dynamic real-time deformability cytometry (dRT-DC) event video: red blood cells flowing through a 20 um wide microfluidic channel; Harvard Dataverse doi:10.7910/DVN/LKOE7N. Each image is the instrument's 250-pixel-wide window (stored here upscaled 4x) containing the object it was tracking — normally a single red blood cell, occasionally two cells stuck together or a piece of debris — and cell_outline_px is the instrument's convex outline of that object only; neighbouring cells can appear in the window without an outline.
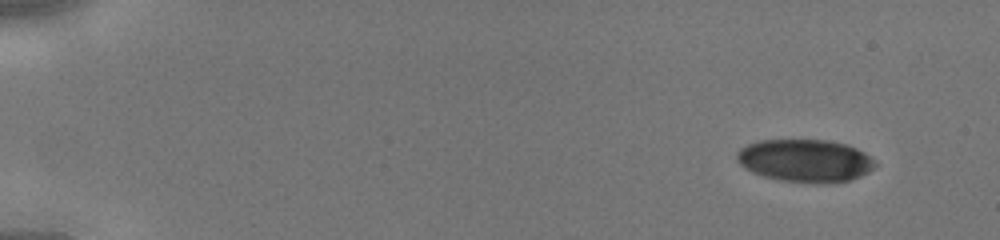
{"species": "human", "species_latin": "Homo sapiens", "temperature_condition": "cold", "stored_images_in_passage": 42, "camera_frame_rate_fps": 3000, "um_per_image_px": 0.085, "donor": {"sex": "male"}, "frame": {"image": 1, "passage_image": 1, "time_ms": 0.0, "image_size_px": [1000, 240], "cell_outline_px": [[880, 164], [868, 172], [860, 176], [836, 184], [816, 184], [780, 180], [764, 176], [752, 172], [744, 168], [736, 160], [736, 152], [740, 148], [756, 140], [828, 140], [848, 144], [864, 152], [876, 160]], "centroid_in_image_um": [68.47, 13.66], "position_along_channel_um": 16.5, "area_um2": 35.08}}
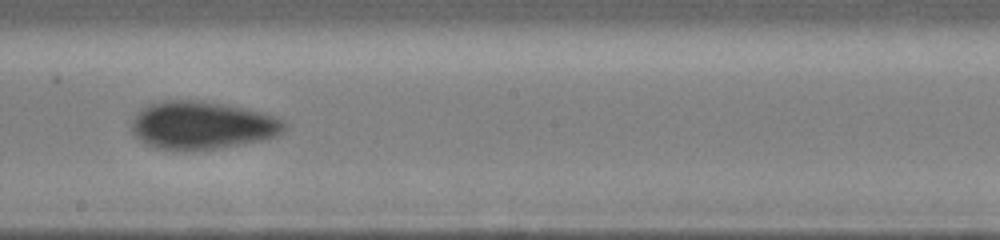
{"frame": {"image": 2, "passage_image": 24, "time_ms": 7.667, "image_size_px": [1000, 240], "cell_outline_px": [[288, 128], [280, 136], [240, 144], [216, 148], [184, 152], [156, 148], [140, 140], [132, 132], [132, 120], [140, 108], [148, 104], [160, 100], [200, 100], [224, 104], [264, 112], [276, 116], [284, 120], [288, 124]], "centroid_in_image_um": [17.2, 10.65], "position_along_channel_um": 231.0, "area_um2": 43.35}}
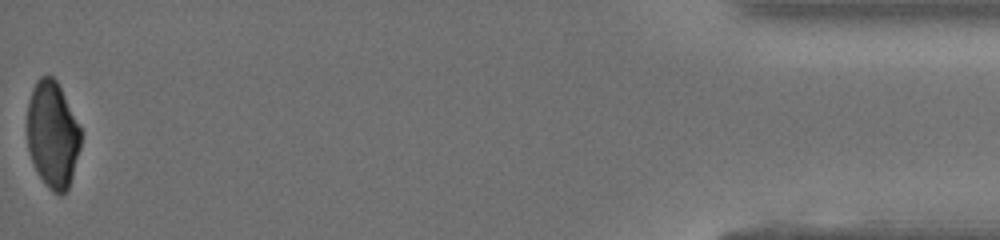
{"frame": {"image": 3, "passage_image": 42, "time_ms": 13.667, "image_size_px": [1000, 240], "cell_outline_px": [[80, 148], [72, 176], [68, 188], [60, 196], [52, 192], [44, 184], [32, 160], [28, 148], [28, 100], [32, 88], [36, 80], [40, 76], [52, 76], [56, 80], [80, 128]], "centroid_in_image_um": [4.45, 11.45], "position_along_channel_um": 430.7, "area_um2": 32.89}}